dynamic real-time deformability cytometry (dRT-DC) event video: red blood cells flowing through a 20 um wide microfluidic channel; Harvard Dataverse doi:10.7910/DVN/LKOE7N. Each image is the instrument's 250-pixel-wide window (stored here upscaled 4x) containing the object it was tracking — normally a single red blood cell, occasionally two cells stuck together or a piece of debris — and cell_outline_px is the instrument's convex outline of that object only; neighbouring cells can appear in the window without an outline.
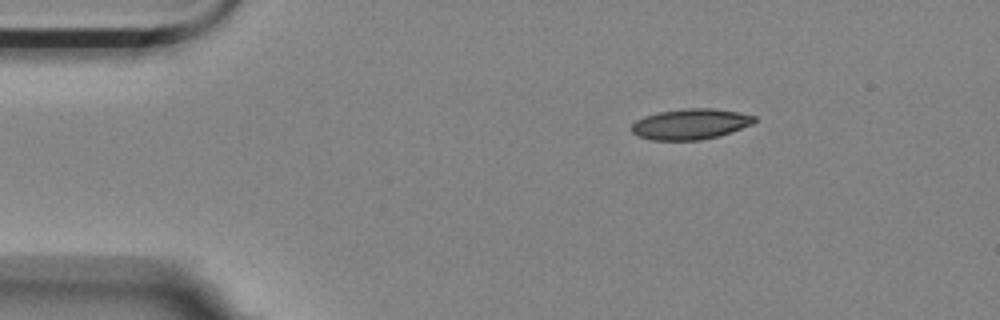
{"species": "Egyptian fruit bat (a non-hibernating species)", "species_latin": "Rousettus aegyptiacus", "temperature_condition": "room temperature", "stored_images_in_passage": 48, "camera_frame_rate_fps": 3000, "um_per_image_px": 0.085, "animal": {"sex": "female"}, "frame": {"image": 1, "passage_image": 1, "time_ms": 0.0, "image_size_px": [1000, 320], "cell_outline_px": [[756, 120], [752, 124], [720, 136], [700, 140], [652, 140], [636, 136], [632, 132], [632, 124], [636, 120], [644, 116], [660, 112], [688, 108], [712, 108], [736, 112], [756, 116]], "centroid_in_image_um": [58.67, 10.55], "position_along_channel_um": 26.3, "area_um2": 21.85}}
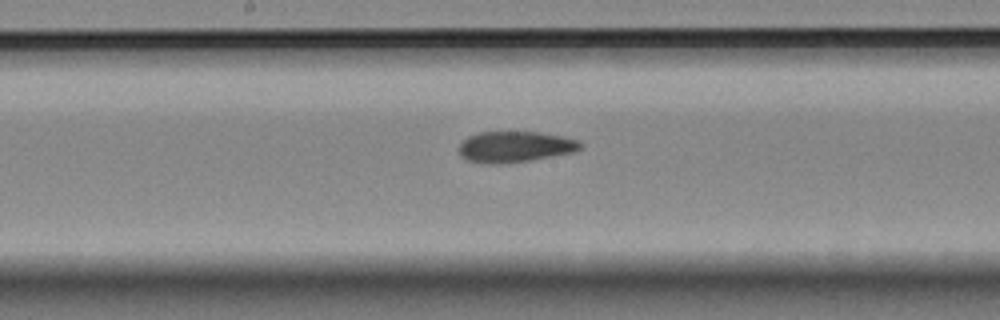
{"frame": {"image": 2, "passage_image": 21, "time_ms": 6.667, "image_size_px": [1000, 320], "cell_outline_px": [[584, 144], [576, 152], [532, 160], [508, 164], [480, 164], [464, 160], [460, 156], [460, 144], [468, 136], [480, 132], [540, 132], [580, 140]], "centroid_in_image_um": [43.78, 12.5], "position_along_channel_um": 204.4, "area_um2": 22.37}}
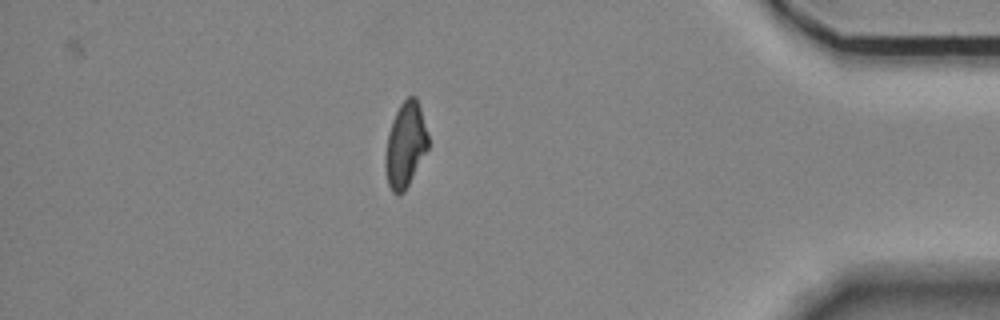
{"frame": {"image": 3, "passage_image": 41, "time_ms": 13.333, "image_size_px": [1000, 320], "cell_outline_px": [[428, 148], [404, 192], [396, 196], [392, 192], [388, 184], [384, 168], [384, 156], [388, 132], [392, 120], [400, 104], [408, 96], [416, 96], [428, 132]], "centroid_in_image_um": [34.43, 12.33], "position_along_channel_um": 400.8, "area_um2": 21.33}, "authors_computed_cell_mechanics": {"area_um2": 22.253, "velocity_mm_per_s": 3.5235, "shape_relaxation_time_tau1_ms": null, "shape_relaxation_time_tau2_ms": 3.505, "deformation_change_tau1": null, "deformation_change_tau2": 0.106}}